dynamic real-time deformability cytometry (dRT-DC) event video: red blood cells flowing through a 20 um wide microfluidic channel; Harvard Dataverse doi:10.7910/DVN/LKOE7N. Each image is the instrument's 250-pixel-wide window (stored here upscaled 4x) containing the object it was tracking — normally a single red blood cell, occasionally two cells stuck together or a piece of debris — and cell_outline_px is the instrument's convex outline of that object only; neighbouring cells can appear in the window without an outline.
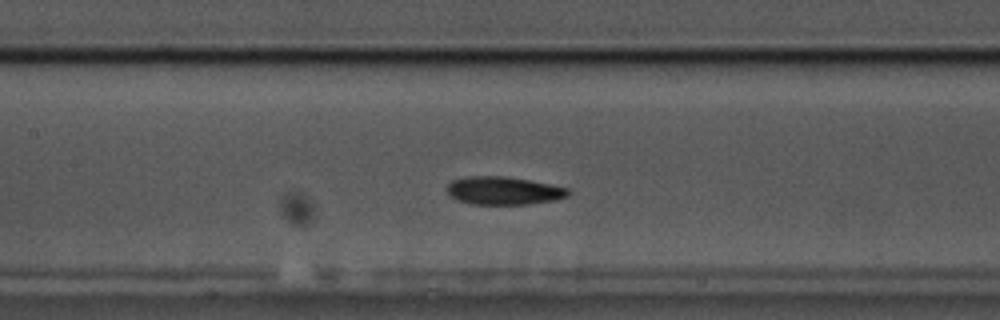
{"species": "common noctule bat (a hibernating species)", "species_latin": "Nyctalus noctula", "temperature_condition": "cold", "stored_images_in_passage": 26, "camera_frame_rate_fps": 3000, "um_per_image_px": 0.085, "animal": {"sex": "male", "body_mass_g": 17.5, "forearm_length_mm": 52.3}, "frame": {"image": 1, "passage_image": 22, "time_ms": 7.0, "image_size_px": [1000, 320], "cell_outline_px": [[572, 192], [568, 196], [556, 200], [528, 204], [472, 204], [456, 200], [448, 196], [448, 184], [452, 180], [468, 176], [504, 176], [528, 180], [568, 188]], "centroid_in_image_um": [42.8, 16.21], "position_along_channel_um": 164.6, "area_um2": 19.83}}